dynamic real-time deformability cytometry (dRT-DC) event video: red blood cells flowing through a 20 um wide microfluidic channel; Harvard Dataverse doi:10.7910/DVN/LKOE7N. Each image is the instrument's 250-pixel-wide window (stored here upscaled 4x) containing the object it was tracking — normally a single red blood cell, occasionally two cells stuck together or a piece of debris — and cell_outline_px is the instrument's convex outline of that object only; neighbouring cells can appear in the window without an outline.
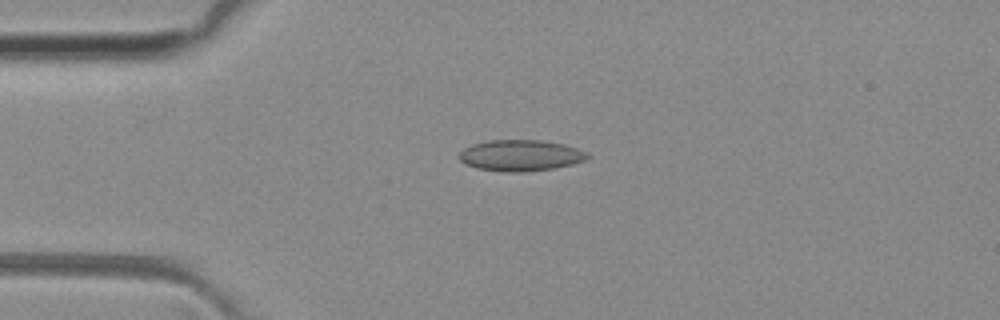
{"species": "common noctule bat (a hibernating species)", "species_latin": "Nyctalus noctula", "temperature_condition": "room temperature", "stored_images_in_passage": 47, "camera_frame_rate_fps": 3000, "um_per_image_px": 0.085, "animal": {"sex": "female", "body_mass_g": 29.2, "forearm_length_mm": 56.3}, "frame": {"image": 1, "passage_image": 9, "time_ms": 2.667, "image_size_px": [1000, 320], "cell_outline_px": [[592, 156], [584, 160], [572, 164], [552, 168], [524, 172], [504, 172], [476, 168], [464, 164], [456, 156], [464, 148], [472, 144], [488, 140], [540, 140], [564, 144], [588, 152]], "centroid_in_image_um": [44.22, 13.21], "position_along_channel_um": 40.8, "area_um2": 23.47}}
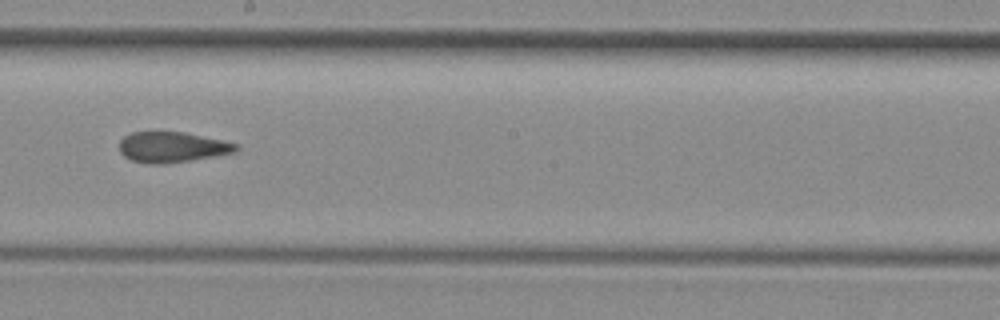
{"frame": {"image": 2, "passage_image": 25, "time_ms": 8.0, "image_size_px": [1000, 320], "cell_outline_px": [[240, 148], [236, 152], [192, 160], [164, 164], [148, 164], [132, 160], [124, 156], [120, 152], [120, 140], [124, 136], [132, 132], [184, 132], [224, 140], [240, 144]], "centroid_in_image_um": [14.67, 12.51], "position_along_channel_um": 233.5, "area_um2": 20.92}}
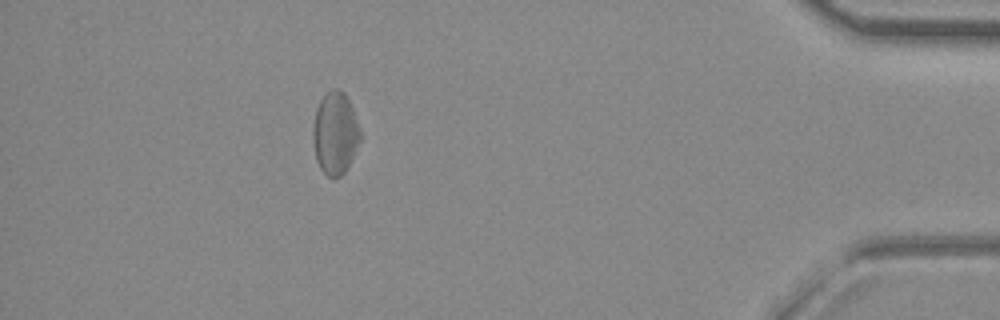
{"frame": {"image": 3, "passage_image": 42, "time_ms": 13.667, "image_size_px": [1000, 320], "cell_outline_px": [[360, 140], [344, 172], [340, 176], [328, 176], [320, 168], [316, 160], [312, 140], [312, 128], [316, 108], [320, 100], [332, 88], [336, 88], [344, 92], [352, 108], [360, 128]], "centroid_in_image_um": [28.46, 11.3], "position_along_channel_um": 406.7, "area_um2": 22.43}, "authors_computed_cell_mechanics": {"area_um2": 22.0218, "velocity_mm_per_s": 4.0624, "shape_relaxation_time_tau1_ms": null, "shape_relaxation_time_tau2_ms": 2.643, "deformation_change_tau1": null, "deformation_change_tau2": 0.1002}}